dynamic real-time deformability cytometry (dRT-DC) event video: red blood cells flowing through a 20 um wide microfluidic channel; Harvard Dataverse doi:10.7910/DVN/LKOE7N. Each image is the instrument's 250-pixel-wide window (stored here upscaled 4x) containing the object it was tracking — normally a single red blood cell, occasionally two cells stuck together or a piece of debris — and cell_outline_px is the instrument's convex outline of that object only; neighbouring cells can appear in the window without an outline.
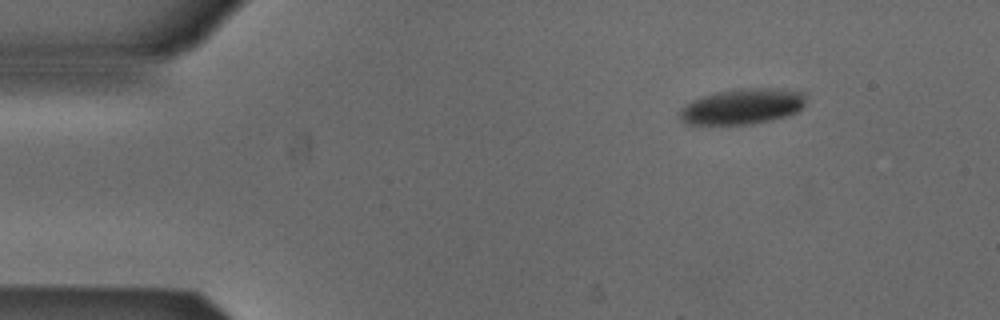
{"species": "Egyptian fruit bat (a non-hibernating species)", "species_latin": "Rousettus aegyptiacus", "temperature_condition": "cold", "stored_images_in_passage": 3, "camera_frame_rate_fps": 3000, "um_per_image_px": 0.085, "animal": {"sex": "male"}, "frame": {"image": 1, "passage_image": 1, "time_ms": 0.0, "image_size_px": [1000, 320], "cell_outline_px": [[804, 108], [796, 112], [784, 116], [752, 124], [684, 124], [680, 120], [680, 108], [684, 104], [692, 100], [716, 92], [736, 88], [776, 88], [804, 92]], "centroid_in_image_um": [63.07, 9.04], "position_along_channel_um": 21.9, "area_um2": 26.18}}